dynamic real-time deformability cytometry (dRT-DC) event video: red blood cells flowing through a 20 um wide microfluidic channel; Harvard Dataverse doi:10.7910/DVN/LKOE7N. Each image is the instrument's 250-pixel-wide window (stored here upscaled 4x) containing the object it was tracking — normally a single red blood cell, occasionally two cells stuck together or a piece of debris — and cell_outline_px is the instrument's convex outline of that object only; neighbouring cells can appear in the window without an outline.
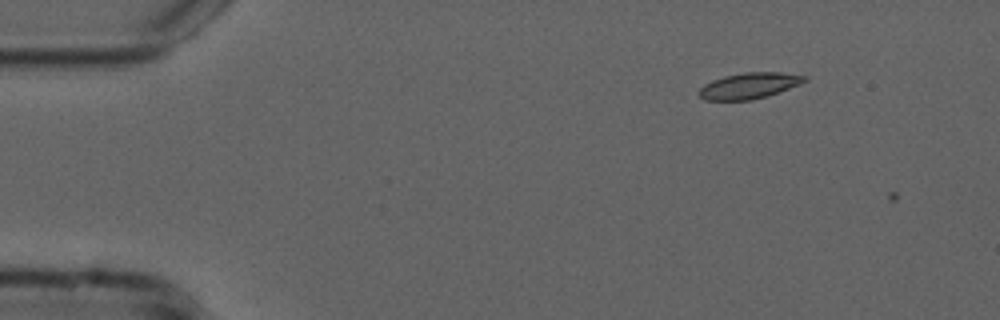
{"species": "common noctule bat (a hibernating species)", "species_latin": "Nyctalus noctula", "temperature_condition": "cold", "stored_images_in_passage": 4, "camera_frame_rate_fps": 3000, "um_per_image_px": 0.085, "animal": {"sex": "male", "forearm_length_mm": 52.5}, "frame": {"image": 1, "passage_image": 3, "time_ms": 0.667, "image_size_px": [1000, 320], "cell_outline_px": [[808, 80], [800, 84], [752, 100], [704, 100], [696, 92], [704, 84], [712, 80], [724, 76], [744, 72], [780, 72], [808, 76]], "centroid_in_image_um": [63.65, 7.27], "position_along_channel_um": 21.4, "area_um2": 15.9}}